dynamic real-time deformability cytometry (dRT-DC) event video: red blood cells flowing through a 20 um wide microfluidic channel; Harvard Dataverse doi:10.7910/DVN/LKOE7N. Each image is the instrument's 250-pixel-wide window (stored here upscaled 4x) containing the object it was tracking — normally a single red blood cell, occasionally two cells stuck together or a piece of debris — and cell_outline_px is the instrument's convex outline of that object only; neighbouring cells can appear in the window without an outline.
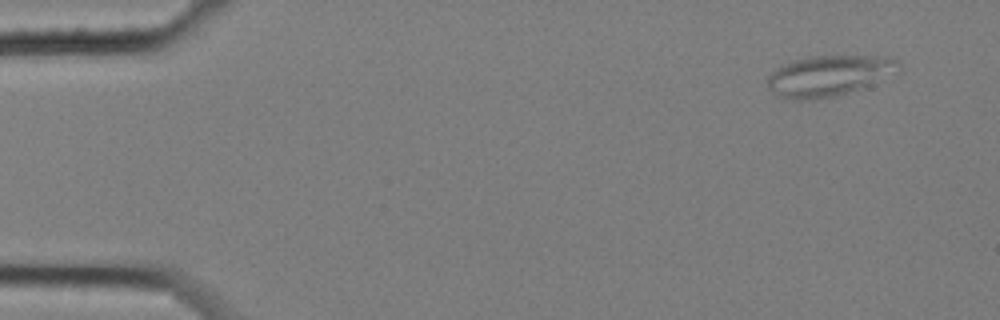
{"species": "common noctule bat (a hibernating species)", "species_latin": "Nyctalus noctula", "temperature_condition": "cold", "stored_images_in_passage": 6, "camera_frame_rate_fps": 3000, "um_per_image_px": 0.085, "animal": {"sex": "female", "body_mass_g": 25.1}, "frame": {"image": 1, "passage_image": 2, "time_ms": 0.333, "image_size_px": [1000, 320], "cell_outline_px": [[900, 72], [856, 88], [832, 96], [808, 100], [796, 100], [776, 96], [768, 88], [768, 76], [776, 68], [792, 60], [808, 56], [892, 56], [900, 64]], "centroid_in_image_um": [70.42, 6.41], "position_along_channel_um": 14.6, "area_um2": 30.81}}